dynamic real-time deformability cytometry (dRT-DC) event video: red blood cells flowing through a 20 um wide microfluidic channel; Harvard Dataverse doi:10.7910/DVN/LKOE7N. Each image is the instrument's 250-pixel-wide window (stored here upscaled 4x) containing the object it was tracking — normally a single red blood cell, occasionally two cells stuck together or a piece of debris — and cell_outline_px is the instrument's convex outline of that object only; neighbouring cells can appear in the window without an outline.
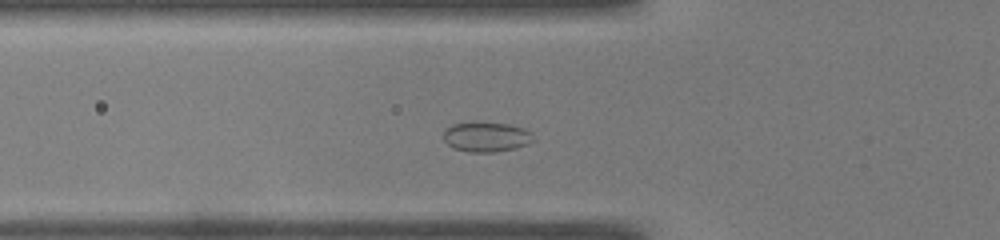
{"species": "common noctule bat (a hibernating species)", "species_latin": "Nyctalus noctula", "temperature_condition": "warm", "stored_images_in_passage": 43, "camera_frame_rate_fps": 3000, "um_per_image_px": 0.085, "animal": {"sex": "male", "body_mass_g": 19.0, "forearm_length_mm": 50.8}, "frame": {"image": 1, "passage_image": 10, "time_ms": 3.0, "image_size_px": [1000, 240], "cell_outline_px": [[536, 140], [528, 144], [516, 148], [496, 152], [468, 152], [452, 148], [444, 140], [444, 128], [452, 124], [472, 120], [508, 124], [524, 128], [532, 132]], "centroid_in_image_um": [41.34, 11.61], "position_along_channel_um": 84.5, "area_um2": 16.3}}
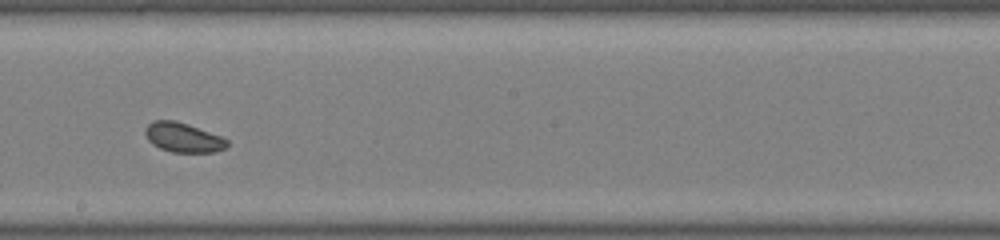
{"frame": {"image": 2, "passage_image": 21, "time_ms": 6.667, "image_size_px": [1000, 240], "cell_outline_px": [[228, 144], [224, 148], [216, 152], [172, 152], [160, 148], [152, 144], [148, 140], [144, 132], [144, 128], [152, 120], [176, 120], [188, 124], [220, 136], [228, 140]], "centroid_in_image_um": [15.53, 11.68], "position_along_channel_um": 232.7, "area_um2": 14.1}}
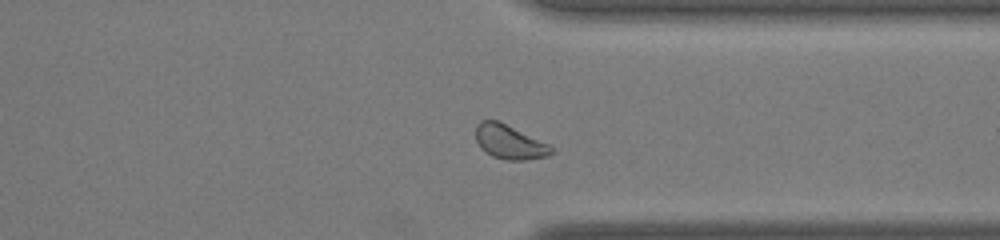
{"frame": {"image": 3, "passage_image": 31, "time_ms": 10.0, "image_size_px": [1000, 240], "cell_outline_px": [[552, 152], [548, 156], [524, 160], [508, 160], [492, 156], [484, 152], [480, 148], [476, 140], [476, 124], [480, 120], [496, 120], [548, 144], [552, 148]], "centroid_in_image_um": [43.25, 12.08], "position_along_channel_um": 368.1, "area_um2": 14.8}}